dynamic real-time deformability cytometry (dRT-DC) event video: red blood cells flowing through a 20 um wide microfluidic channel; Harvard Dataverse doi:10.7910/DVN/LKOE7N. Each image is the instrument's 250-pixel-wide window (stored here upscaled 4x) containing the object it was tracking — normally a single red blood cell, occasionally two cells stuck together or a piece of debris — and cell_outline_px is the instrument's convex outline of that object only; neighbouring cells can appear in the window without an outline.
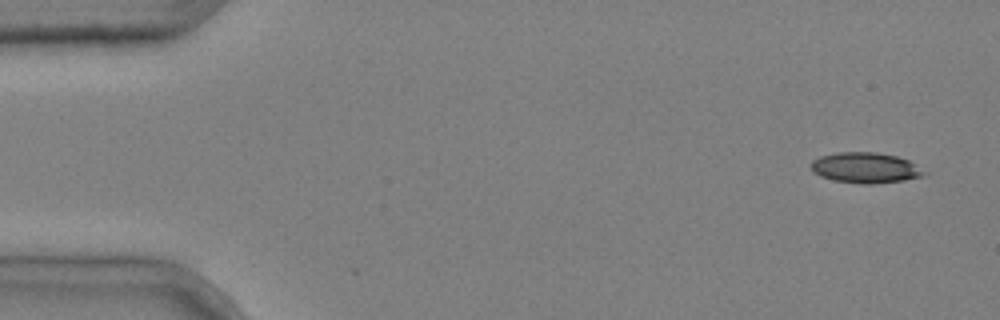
{"species": "common noctule bat (a hibernating species)", "species_latin": "Nyctalus noctula", "temperature_condition": "cold", "stored_images_in_passage": 11, "camera_frame_rate_fps": 3000, "um_per_image_px": 0.085, "animal": {"sex": "male", "body_mass_g": 20.4}, "frame": {"image": 1, "passage_image": 1, "time_ms": 0.0, "image_size_px": [1000, 320], "cell_outline_px": [[928, 172], [924, 176], [904, 180], [872, 184], [860, 184], [832, 180], [820, 176], [812, 172], [812, 160], [820, 156], [836, 152], [876, 152], [896, 156], [908, 160]], "centroid_in_image_um": [73.56, 14.26], "position_along_channel_um": 11.4, "area_um2": 20.29}}
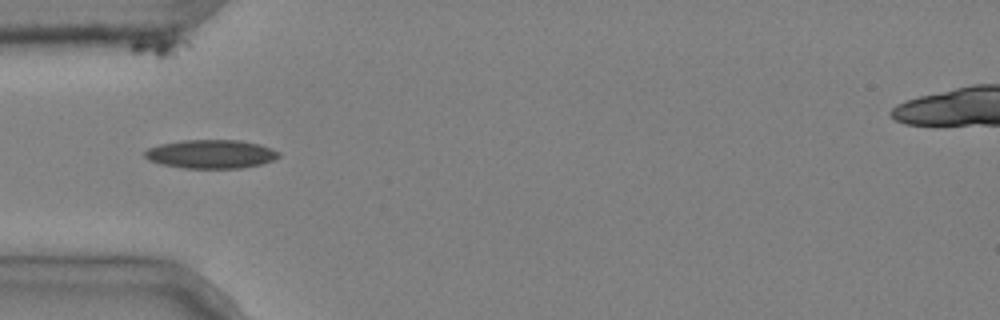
{"frame": {"image": 2, "passage_image": 5, "time_ms": 1.333, "image_size_px": [1000, 320], "cell_outline_px": [[280, 156], [272, 160], [260, 164], [240, 168], [184, 168], [160, 164], [148, 160], [144, 156], [144, 152], [148, 148], [160, 144], [184, 140], [240, 140], [260, 144], [272, 148], [280, 152]], "centroid_in_image_um": [17.92, 13.09], "position_along_channel_um": 67.1, "area_um2": 22.43}}
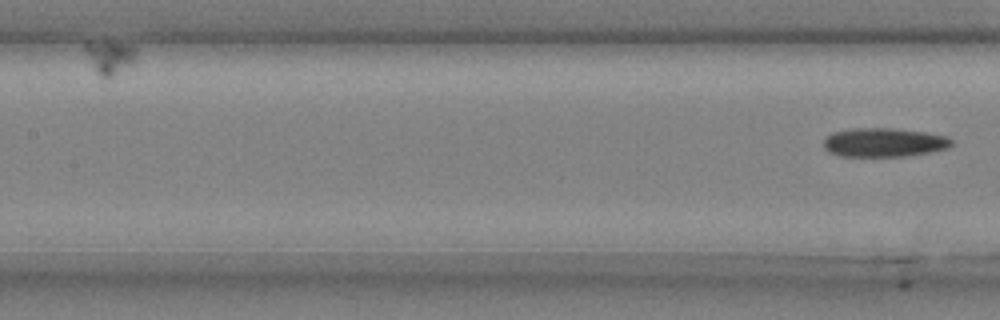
{"frame": {"image": 3, "passage_image": 11, "time_ms": 3.333, "image_size_px": [1000, 320], "cell_outline_px": [[952, 144], [948, 148], [932, 152], [904, 156], [840, 156], [828, 152], [824, 148], [824, 140], [832, 132], [856, 128], [892, 128], [924, 132], [944, 136], [952, 140]], "centroid_in_image_um": [75.12, 12.11], "position_along_channel_um": 132.3, "area_um2": 21.44}}